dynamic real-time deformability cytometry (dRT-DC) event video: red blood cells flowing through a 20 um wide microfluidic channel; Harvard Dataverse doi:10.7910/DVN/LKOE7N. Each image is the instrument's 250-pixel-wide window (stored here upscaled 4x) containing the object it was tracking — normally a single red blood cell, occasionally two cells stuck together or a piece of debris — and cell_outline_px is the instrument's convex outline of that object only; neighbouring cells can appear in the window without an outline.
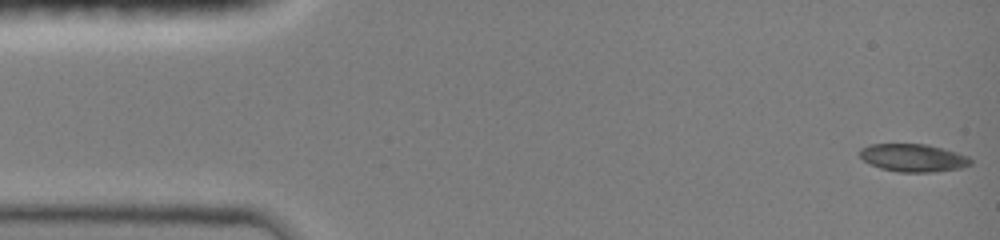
{"species": "common noctule bat (a hibernating species)", "species_latin": "Nyctalus noctula", "temperature_condition": "room temperature", "stored_images_in_passage": 47, "camera_frame_rate_fps": 3000, "um_per_image_px": 0.085, "animal": {"sex": "female", "body_mass_g": 19.0, "forearm_length_mm": 51.5}, "frame": {"image": 1, "passage_image": 1, "time_ms": 0.0, "image_size_px": [1000, 240], "cell_outline_px": [[972, 164], [960, 168], [932, 172], [896, 172], [880, 168], [864, 160], [860, 156], [860, 148], [872, 144], [928, 144], [944, 148], [968, 156], [972, 160]], "centroid_in_image_um": [77.64, 13.41], "position_along_channel_um": 7.4, "area_um2": 17.98}}
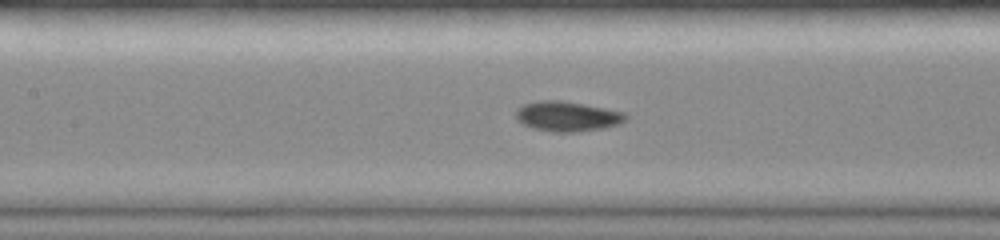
{"frame": {"image": 2, "passage_image": 21, "time_ms": 6.667, "image_size_px": [1000, 240], "cell_outline_px": [[628, 120], [620, 124], [604, 128], [576, 132], [552, 132], [532, 128], [516, 120], [516, 108], [524, 104], [536, 100], [560, 100], [584, 104], [624, 112], [628, 116]], "centroid_in_image_um": [48.22, 9.89], "position_along_channel_um": 159.2, "area_um2": 19.42}}
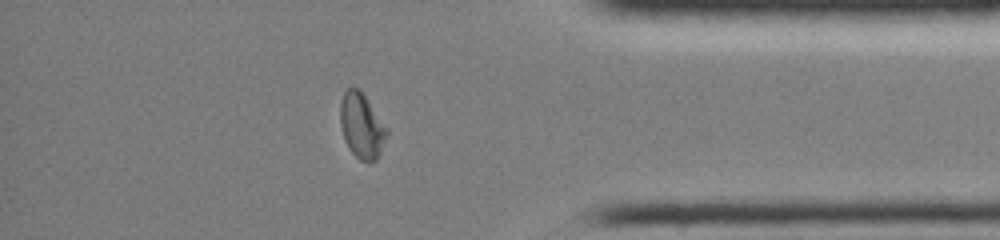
{"frame": {"image": 3, "passage_image": 40, "time_ms": 13.0, "image_size_px": [1000, 240], "cell_outline_px": [[388, 132], [380, 156], [376, 160], [360, 160], [348, 148], [344, 140], [340, 124], [340, 104], [344, 92], [348, 88], [360, 88], [388, 128]], "centroid_in_image_um": [30.75, 10.68], "position_along_channel_um": 404.4, "area_um2": 17.8}, "authors_computed_cell_mechanics": {"area_um2": 18.0336, "velocity_mm_per_s": 4.0653, "shape_relaxation_time_tau1_ms": 5.3355, "shape_relaxation_time_tau2_ms": 1.7281, "deformation_change_tau1": 0.1941, "deformation_change_tau2": 0.0571}}